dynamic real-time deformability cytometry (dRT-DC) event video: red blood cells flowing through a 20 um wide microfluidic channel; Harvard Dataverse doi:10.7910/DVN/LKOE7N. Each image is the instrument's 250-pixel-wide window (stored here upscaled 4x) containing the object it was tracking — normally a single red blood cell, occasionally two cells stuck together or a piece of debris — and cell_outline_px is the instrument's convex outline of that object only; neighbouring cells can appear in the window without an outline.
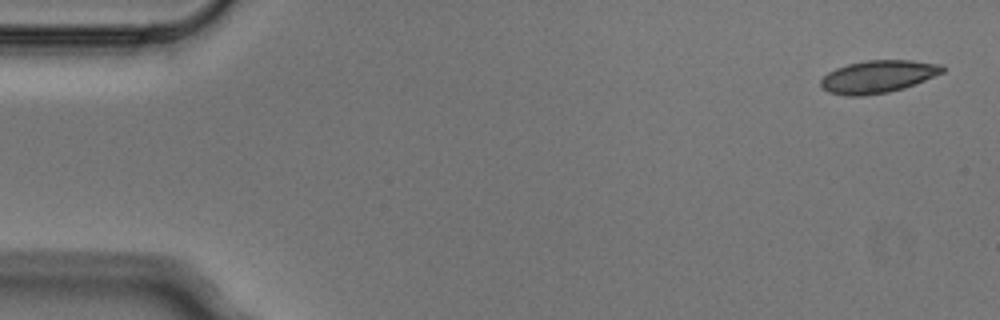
{"species": "Egyptian fruit bat (a non-hibernating species)", "species_latin": "Rousettus aegyptiacus", "temperature_condition": "cold", "stored_images_in_passage": 7, "camera_frame_rate_fps": 3000, "um_per_image_px": 0.085, "animal": {"sex": "male"}, "frame": {"image": 1, "passage_image": 1, "time_ms": 0.0, "image_size_px": [1000, 320], "cell_outline_px": [[944, 72], [904, 88], [888, 92], [860, 96], [844, 96], [828, 92], [820, 84], [820, 80], [828, 72], [836, 68], [848, 64], [868, 60], [912, 60], [944, 64]], "centroid_in_image_um": [74.63, 6.51], "position_along_channel_um": 10.4, "area_um2": 23.06}}
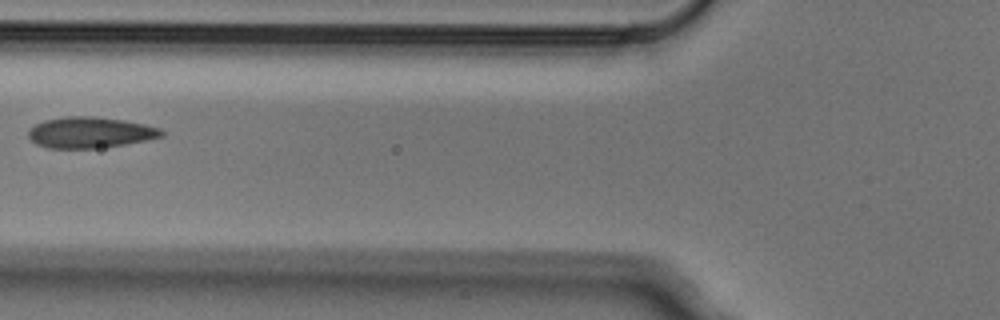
{"frame": {"image": 2, "passage_image": 6, "time_ms": 1.667, "image_size_px": [1000, 320], "cell_outline_px": [[164, 136], [124, 144], [96, 148], [48, 148], [36, 144], [28, 136], [28, 128], [44, 120], [64, 116], [96, 116], [124, 120], [144, 124], [160, 128], [164, 132]], "centroid_in_image_um": [7.63, 11.25], "position_along_channel_um": 118.2, "area_um2": 24.04}}
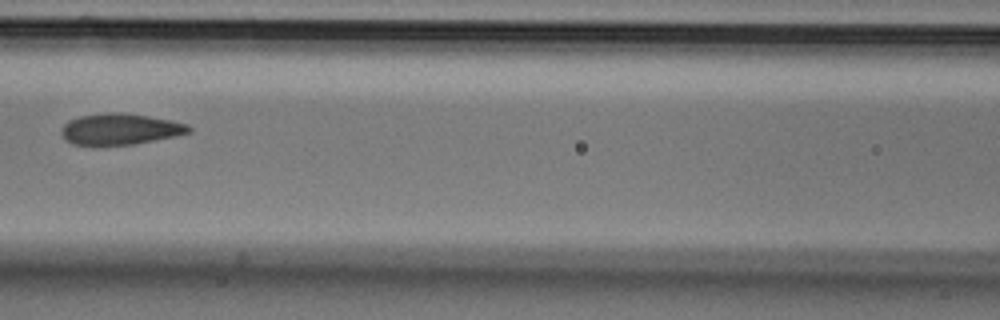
{"frame": {"image": 3, "passage_image": 7, "time_ms": 2.0, "image_size_px": [1000, 320], "cell_outline_px": [[192, 132], [132, 144], [92, 148], [72, 144], [64, 140], [60, 132], [60, 128], [68, 120], [80, 116], [108, 112], [124, 112], [172, 120], [188, 124], [192, 128]], "centroid_in_image_um": [10.12, 11.0], "position_along_channel_um": 156.5, "area_um2": 23.87}}